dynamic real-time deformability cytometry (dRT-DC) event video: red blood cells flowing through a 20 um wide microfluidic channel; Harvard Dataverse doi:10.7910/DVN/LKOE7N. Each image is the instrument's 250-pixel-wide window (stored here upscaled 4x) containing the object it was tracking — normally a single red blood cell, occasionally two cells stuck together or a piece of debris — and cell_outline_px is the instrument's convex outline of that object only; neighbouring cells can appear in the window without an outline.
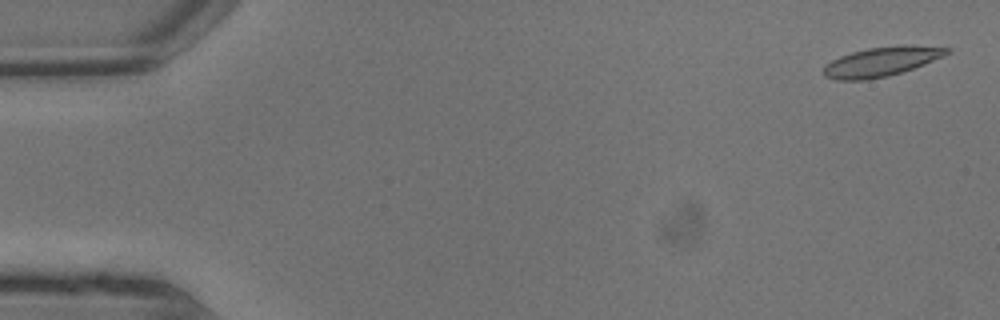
{"species": "common noctule bat (a hibernating species)", "species_latin": "Nyctalus noctula", "temperature_condition": "warm", "stored_images_in_passage": 6, "camera_frame_rate_fps": 3000, "um_per_image_px": 0.085, "animal": {"sex": "male", "body_mass_g": 13.3}, "frame": {"image": 1, "passage_image": 1, "time_ms": 0.0, "image_size_px": [1000, 320], "cell_outline_px": [[952, 52], [944, 56], [924, 64], [888, 76], [868, 80], [836, 80], [824, 76], [824, 64], [840, 56], [852, 52], [868, 48], [904, 44], [952, 48]], "centroid_in_image_um": [74.93, 5.23], "position_along_channel_um": 10.1, "area_um2": 21.21}}
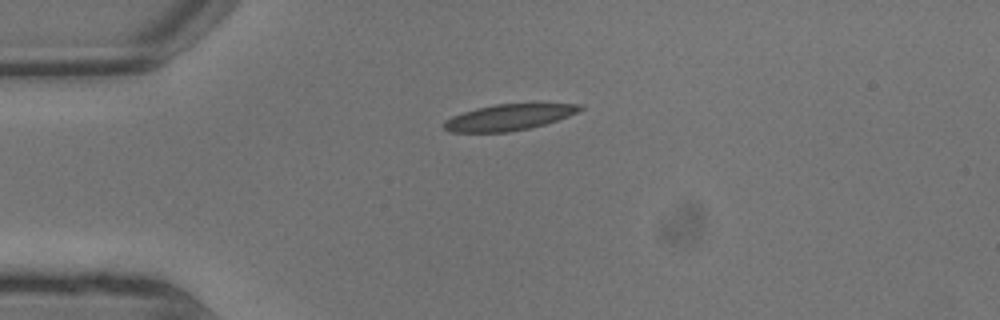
{"frame": {"image": 2, "passage_image": 5, "time_ms": 1.333, "image_size_px": [1000, 320], "cell_outline_px": [[584, 108], [568, 116], [544, 124], [528, 128], [508, 132], [452, 132], [444, 128], [444, 120], [452, 116], [476, 108], [496, 104], [584, 104]], "centroid_in_image_um": [43.23, 9.97], "position_along_channel_um": 41.8, "area_um2": 20.35}}